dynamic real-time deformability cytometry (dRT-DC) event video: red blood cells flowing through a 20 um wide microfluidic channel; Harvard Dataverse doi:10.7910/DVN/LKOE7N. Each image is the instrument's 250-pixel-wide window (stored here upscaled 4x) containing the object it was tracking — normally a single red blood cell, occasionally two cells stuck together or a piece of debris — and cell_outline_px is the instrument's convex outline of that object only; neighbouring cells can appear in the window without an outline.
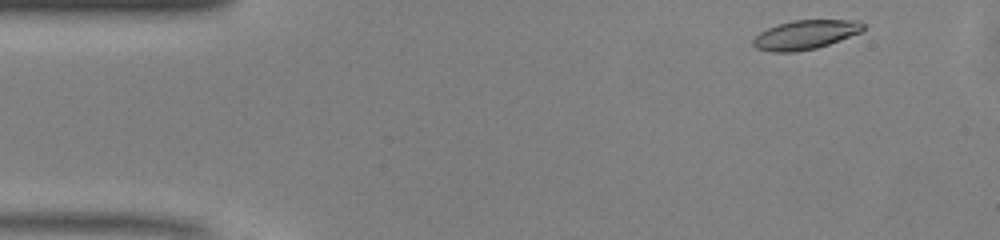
{"species": "common noctule bat (a hibernating species)", "species_latin": "Nyctalus noctula", "temperature_condition": "warm", "stored_images_in_passage": 35, "camera_frame_rate_fps": 3000, "um_per_image_px": 0.085, "animal": {"sex": "male", "body_mass_g": 13.0, "forearm_length_mm": 53.1}, "frame": {"image": 1, "passage_image": 1, "time_ms": 0.0, "image_size_px": [1000, 240], "cell_outline_px": [[864, 28], [860, 32], [828, 44], [816, 48], [796, 52], [772, 52], [756, 48], [752, 44], [752, 40], [760, 32], [776, 24], [792, 20], [860, 20], [864, 24]], "centroid_in_image_um": [68.42, 2.95], "position_along_channel_um": 16.6, "area_um2": 18.67}}
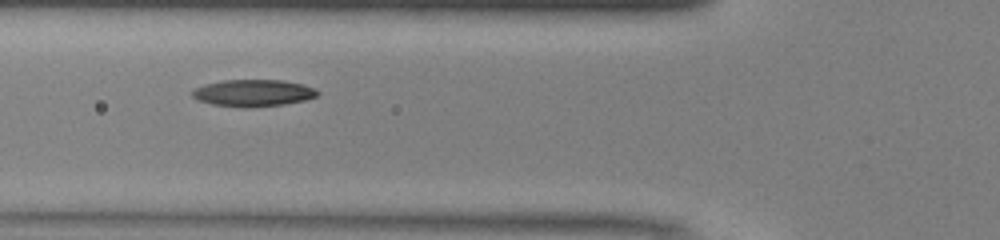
{"frame": {"image": 2, "passage_image": 14, "time_ms": 4.333, "image_size_px": [1000, 240], "cell_outline_px": [[320, 92], [316, 96], [304, 100], [284, 104], [244, 108], [212, 104], [196, 100], [192, 96], [192, 92], [196, 88], [204, 84], [224, 80], [284, 80], [304, 84]], "centroid_in_image_um": [21.5, 7.9], "position_along_channel_um": 104.3, "area_um2": 19.59}}
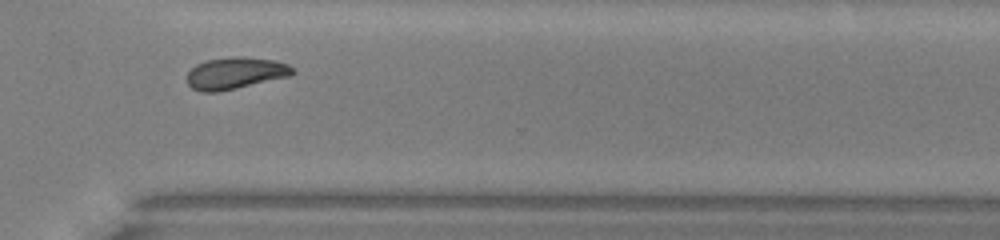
{"frame": {"image": 3, "passage_image": 32, "time_ms": 10.333, "image_size_px": [1000, 240], "cell_outline_px": [[296, 72], [288, 76], [220, 92], [200, 92], [192, 88], [188, 84], [188, 72], [196, 64], [208, 60], [236, 56], [244, 56], [276, 60], [288, 64]], "centroid_in_image_um": [20.0, 6.21], "position_along_channel_um": 350.6, "area_um2": 19.54}, "authors_computed_cell_mechanics": {"area_um2": 19.2474, "velocity_mm_per_s": 4.1012, "shape_relaxation_time_tau1_ms": 4.0366, "shape_relaxation_time_tau2_ms": 7.4743, "deformation_change_tau1": 0.1272, "deformation_change_tau2": 0.126}}